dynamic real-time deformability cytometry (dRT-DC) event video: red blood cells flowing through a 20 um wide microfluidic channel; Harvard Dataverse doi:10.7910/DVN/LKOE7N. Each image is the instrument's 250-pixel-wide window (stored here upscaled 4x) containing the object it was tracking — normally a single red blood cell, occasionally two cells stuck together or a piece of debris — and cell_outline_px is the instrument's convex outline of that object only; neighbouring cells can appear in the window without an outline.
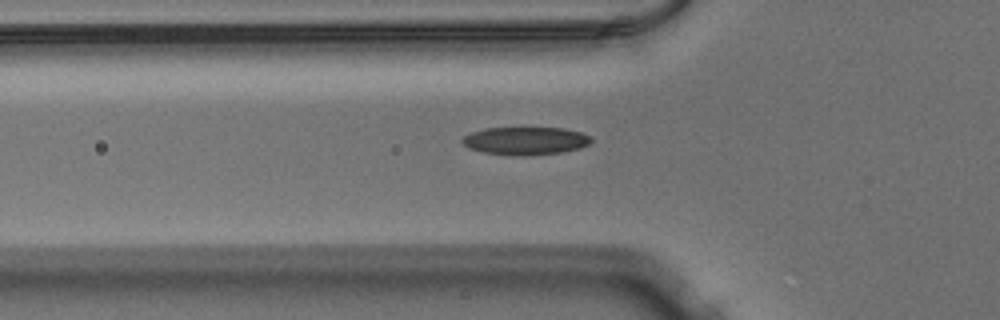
{"species": "Egyptian fruit bat (a non-hibernating species)", "species_latin": "Rousettus aegyptiacus", "temperature_condition": "warm", "stored_images_in_passage": 35, "camera_frame_rate_fps": 3000, "um_per_image_px": 0.085, "animal": {"sex": "male"}, "frame": {"image": 1, "passage_image": 4, "time_ms": 1.0, "image_size_px": [1000, 320], "cell_outline_px": [[592, 140], [588, 144], [580, 148], [564, 152], [524, 156], [512, 156], [484, 152], [468, 148], [460, 140], [464, 136], [472, 132], [484, 128], [560, 128], [580, 132], [592, 136]], "centroid_in_image_um": [44.66, 11.98], "position_along_channel_um": 81.1, "area_um2": 21.04}}
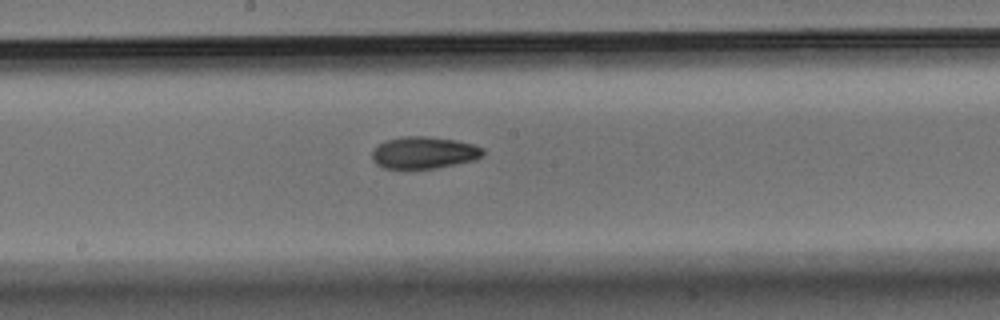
{"frame": {"image": 2, "passage_image": 14, "time_ms": 4.333, "image_size_px": [1000, 320], "cell_outline_px": [[484, 156], [472, 160], [436, 168], [384, 168], [376, 164], [372, 160], [372, 152], [376, 144], [384, 140], [404, 136], [428, 136], [456, 140], [472, 144], [484, 148]], "centroid_in_image_um": [36.0, 12.96], "position_along_channel_um": 212.2, "area_um2": 20.75}}
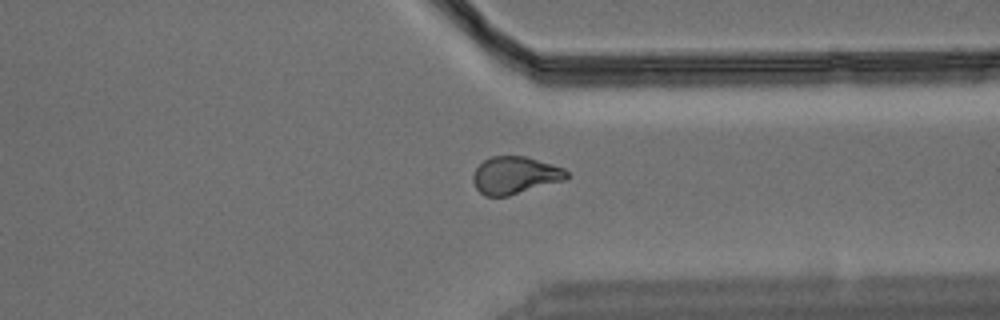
{"frame": {"image": 3, "passage_image": 26, "time_ms": 8.333, "image_size_px": [1000, 320], "cell_outline_px": [[568, 176], [564, 180], [508, 196], [484, 196], [476, 188], [472, 180], [472, 176], [476, 168], [484, 160], [492, 156], [524, 156], [552, 164], [564, 168], [568, 172]], "centroid_in_image_um": [43.75, 14.9], "position_along_channel_um": 367.6, "area_um2": 20.29}}